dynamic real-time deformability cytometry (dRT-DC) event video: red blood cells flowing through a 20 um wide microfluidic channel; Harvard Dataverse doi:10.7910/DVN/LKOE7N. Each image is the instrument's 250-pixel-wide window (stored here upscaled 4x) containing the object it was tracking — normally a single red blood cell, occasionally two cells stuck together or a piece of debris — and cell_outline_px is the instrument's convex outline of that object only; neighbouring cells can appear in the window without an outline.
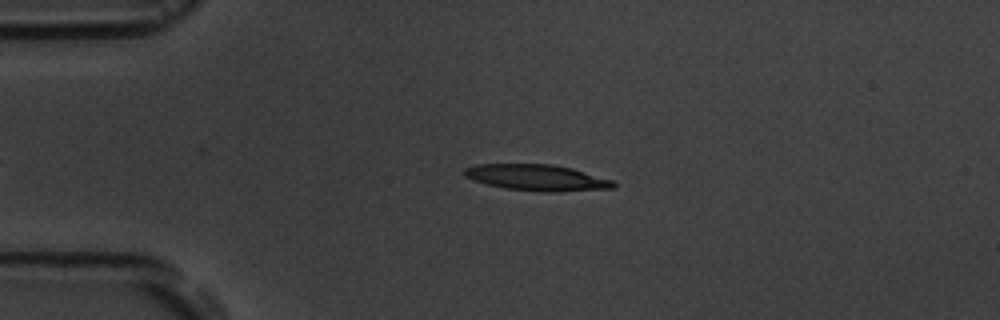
{"species": "common noctule bat (a hibernating species)", "species_latin": "Nyctalus noctula", "temperature_condition": "room temperature", "stored_images_in_passage": 4, "camera_frame_rate_fps": 3000, "um_per_image_px": 0.085, "animal": {"sex": "male", "body_mass_g": 19.5, "forearm_length_mm": 54.6}, "frame": {"image": 1, "passage_image": 2, "time_ms": 1.0, "image_size_px": [1000, 320], "cell_outline_px": [[616, 188], [552, 192], [536, 192], [504, 188], [488, 184], [464, 176], [464, 168], [476, 164], [552, 164], [572, 168], [612, 180], [616, 184]], "centroid_in_image_um": [45.65, 15.1], "position_along_channel_um": 39.4, "area_um2": 22.72}}
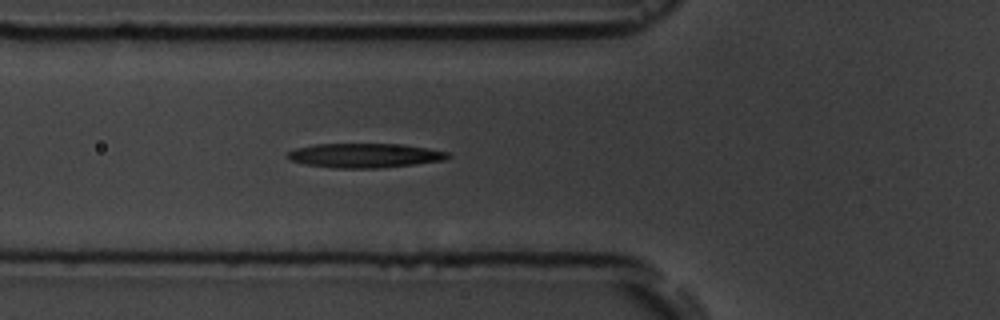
{"frame": {"image": 2, "passage_image": 4, "time_ms": 3.333, "image_size_px": [1000, 320], "cell_outline_px": [[452, 156], [444, 160], [380, 168], [336, 168], [304, 164], [292, 160], [284, 156], [288, 152], [296, 148], [316, 144], [404, 144], [428, 148], [448, 152]], "centroid_in_image_um": [31.0, 13.21], "position_along_channel_um": 94.8, "area_um2": 22.72}}